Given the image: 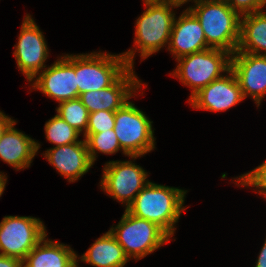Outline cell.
Returning a JSON list of instances; mask_svg holds the SVG:
<instances>
[{
	"mask_svg": "<svg viewBox=\"0 0 266 267\" xmlns=\"http://www.w3.org/2000/svg\"><path fill=\"white\" fill-rule=\"evenodd\" d=\"M187 190L149 181L126 210L135 217L156 223L171 238L184 207Z\"/></svg>",
	"mask_w": 266,
	"mask_h": 267,
	"instance_id": "cell-1",
	"label": "cell"
},
{
	"mask_svg": "<svg viewBox=\"0 0 266 267\" xmlns=\"http://www.w3.org/2000/svg\"><path fill=\"white\" fill-rule=\"evenodd\" d=\"M145 11L135 22L134 47L121 53L130 67H134L136 51L142 60L158 52L169 44L170 35L176 17L174 3H146Z\"/></svg>",
	"mask_w": 266,
	"mask_h": 267,
	"instance_id": "cell-2",
	"label": "cell"
},
{
	"mask_svg": "<svg viewBox=\"0 0 266 267\" xmlns=\"http://www.w3.org/2000/svg\"><path fill=\"white\" fill-rule=\"evenodd\" d=\"M187 7L199 20L209 48L231 55L240 40L241 15L225 0H201Z\"/></svg>",
	"mask_w": 266,
	"mask_h": 267,
	"instance_id": "cell-3",
	"label": "cell"
},
{
	"mask_svg": "<svg viewBox=\"0 0 266 267\" xmlns=\"http://www.w3.org/2000/svg\"><path fill=\"white\" fill-rule=\"evenodd\" d=\"M176 68L170 73L187 87L191 94L189 101L203 87L221 78L222 73L230 70L231 54L220 49L209 48L201 52L188 54L178 59Z\"/></svg>",
	"mask_w": 266,
	"mask_h": 267,
	"instance_id": "cell-4",
	"label": "cell"
},
{
	"mask_svg": "<svg viewBox=\"0 0 266 267\" xmlns=\"http://www.w3.org/2000/svg\"><path fill=\"white\" fill-rule=\"evenodd\" d=\"M109 231L122 246L129 260H140L171 240L156 223L135 217L126 209L117 225L112 226Z\"/></svg>",
	"mask_w": 266,
	"mask_h": 267,
	"instance_id": "cell-5",
	"label": "cell"
},
{
	"mask_svg": "<svg viewBox=\"0 0 266 267\" xmlns=\"http://www.w3.org/2000/svg\"><path fill=\"white\" fill-rule=\"evenodd\" d=\"M152 123L130 100L115 112L114 132L122 150L134 162L155 149Z\"/></svg>",
	"mask_w": 266,
	"mask_h": 267,
	"instance_id": "cell-6",
	"label": "cell"
},
{
	"mask_svg": "<svg viewBox=\"0 0 266 267\" xmlns=\"http://www.w3.org/2000/svg\"><path fill=\"white\" fill-rule=\"evenodd\" d=\"M129 68L122 54L101 51L75 54L78 97L113 85Z\"/></svg>",
	"mask_w": 266,
	"mask_h": 267,
	"instance_id": "cell-7",
	"label": "cell"
},
{
	"mask_svg": "<svg viewBox=\"0 0 266 267\" xmlns=\"http://www.w3.org/2000/svg\"><path fill=\"white\" fill-rule=\"evenodd\" d=\"M47 235L39 218L30 216H4L0 222V255L22 261Z\"/></svg>",
	"mask_w": 266,
	"mask_h": 267,
	"instance_id": "cell-8",
	"label": "cell"
},
{
	"mask_svg": "<svg viewBox=\"0 0 266 267\" xmlns=\"http://www.w3.org/2000/svg\"><path fill=\"white\" fill-rule=\"evenodd\" d=\"M102 172L100 188L125 209L149 182L148 172L131 160L106 162Z\"/></svg>",
	"mask_w": 266,
	"mask_h": 267,
	"instance_id": "cell-9",
	"label": "cell"
},
{
	"mask_svg": "<svg viewBox=\"0 0 266 267\" xmlns=\"http://www.w3.org/2000/svg\"><path fill=\"white\" fill-rule=\"evenodd\" d=\"M43 32L39 29L32 16L28 13L21 24L18 42L14 45L13 55L17 68L26 77L29 83L42 71L49 51Z\"/></svg>",
	"mask_w": 266,
	"mask_h": 267,
	"instance_id": "cell-10",
	"label": "cell"
},
{
	"mask_svg": "<svg viewBox=\"0 0 266 267\" xmlns=\"http://www.w3.org/2000/svg\"><path fill=\"white\" fill-rule=\"evenodd\" d=\"M30 84L48 98L58 103L78 98L77 77L75 74V55L66 54L42 70Z\"/></svg>",
	"mask_w": 266,
	"mask_h": 267,
	"instance_id": "cell-11",
	"label": "cell"
},
{
	"mask_svg": "<svg viewBox=\"0 0 266 267\" xmlns=\"http://www.w3.org/2000/svg\"><path fill=\"white\" fill-rule=\"evenodd\" d=\"M145 83L136 76L134 67H130L113 85L98 91H88L79 95V99L89 113L96 111L116 112L131 97H135Z\"/></svg>",
	"mask_w": 266,
	"mask_h": 267,
	"instance_id": "cell-12",
	"label": "cell"
},
{
	"mask_svg": "<svg viewBox=\"0 0 266 267\" xmlns=\"http://www.w3.org/2000/svg\"><path fill=\"white\" fill-rule=\"evenodd\" d=\"M230 69L238 81L244 99L250 96L259 108L266 95V55L236 50L231 55Z\"/></svg>",
	"mask_w": 266,
	"mask_h": 267,
	"instance_id": "cell-13",
	"label": "cell"
},
{
	"mask_svg": "<svg viewBox=\"0 0 266 267\" xmlns=\"http://www.w3.org/2000/svg\"><path fill=\"white\" fill-rule=\"evenodd\" d=\"M243 100L242 90L230 69L226 75L223 74L221 78L203 87L188 103L197 110L223 112L243 102Z\"/></svg>",
	"mask_w": 266,
	"mask_h": 267,
	"instance_id": "cell-14",
	"label": "cell"
},
{
	"mask_svg": "<svg viewBox=\"0 0 266 267\" xmlns=\"http://www.w3.org/2000/svg\"><path fill=\"white\" fill-rule=\"evenodd\" d=\"M166 49L175 59L209 49L199 20L188 8L175 17Z\"/></svg>",
	"mask_w": 266,
	"mask_h": 267,
	"instance_id": "cell-15",
	"label": "cell"
},
{
	"mask_svg": "<svg viewBox=\"0 0 266 267\" xmlns=\"http://www.w3.org/2000/svg\"><path fill=\"white\" fill-rule=\"evenodd\" d=\"M41 155L69 183L77 181L93 166L85 139L68 145L53 146Z\"/></svg>",
	"mask_w": 266,
	"mask_h": 267,
	"instance_id": "cell-16",
	"label": "cell"
},
{
	"mask_svg": "<svg viewBox=\"0 0 266 267\" xmlns=\"http://www.w3.org/2000/svg\"><path fill=\"white\" fill-rule=\"evenodd\" d=\"M16 123L13 122L0 139V159L19 171L31 166L41 145L17 130L14 127Z\"/></svg>",
	"mask_w": 266,
	"mask_h": 267,
	"instance_id": "cell-17",
	"label": "cell"
},
{
	"mask_svg": "<svg viewBox=\"0 0 266 267\" xmlns=\"http://www.w3.org/2000/svg\"><path fill=\"white\" fill-rule=\"evenodd\" d=\"M46 237L27 254L23 267H69L76 260L77 253L70 245Z\"/></svg>",
	"mask_w": 266,
	"mask_h": 267,
	"instance_id": "cell-18",
	"label": "cell"
},
{
	"mask_svg": "<svg viewBox=\"0 0 266 267\" xmlns=\"http://www.w3.org/2000/svg\"><path fill=\"white\" fill-rule=\"evenodd\" d=\"M76 259L94 267H124L129 258L115 237L108 230L88 248V250Z\"/></svg>",
	"mask_w": 266,
	"mask_h": 267,
	"instance_id": "cell-19",
	"label": "cell"
},
{
	"mask_svg": "<svg viewBox=\"0 0 266 267\" xmlns=\"http://www.w3.org/2000/svg\"><path fill=\"white\" fill-rule=\"evenodd\" d=\"M239 52L266 55V12L241 15Z\"/></svg>",
	"mask_w": 266,
	"mask_h": 267,
	"instance_id": "cell-20",
	"label": "cell"
},
{
	"mask_svg": "<svg viewBox=\"0 0 266 267\" xmlns=\"http://www.w3.org/2000/svg\"><path fill=\"white\" fill-rule=\"evenodd\" d=\"M87 143L88 154L92 164H95L97 154H116L122 151V154L128 156L121 148L114 129H108L100 133H85L83 135Z\"/></svg>",
	"mask_w": 266,
	"mask_h": 267,
	"instance_id": "cell-21",
	"label": "cell"
},
{
	"mask_svg": "<svg viewBox=\"0 0 266 267\" xmlns=\"http://www.w3.org/2000/svg\"><path fill=\"white\" fill-rule=\"evenodd\" d=\"M46 140L55 147L79 142L80 132L70 126L57 114L46 121L44 126Z\"/></svg>",
	"mask_w": 266,
	"mask_h": 267,
	"instance_id": "cell-22",
	"label": "cell"
},
{
	"mask_svg": "<svg viewBox=\"0 0 266 267\" xmlns=\"http://www.w3.org/2000/svg\"><path fill=\"white\" fill-rule=\"evenodd\" d=\"M56 114L83 135L88 126L89 112L79 98L63 101L56 107Z\"/></svg>",
	"mask_w": 266,
	"mask_h": 267,
	"instance_id": "cell-23",
	"label": "cell"
},
{
	"mask_svg": "<svg viewBox=\"0 0 266 267\" xmlns=\"http://www.w3.org/2000/svg\"><path fill=\"white\" fill-rule=\"evenodd\" d=\"M235 184L243 187H254L255 193L266 199V160L256 168L234 178Z\"/></svg>",
	"mask_w": 266,
	"mask_h": 267,
	"instance_id": "cell-24",
	"label": "cell"
},
{
	"mask_svg": "<svg viewBox=\"0 0 266 267\" xmlns=\"http://www.w3.org/2000/svg\"><path fill=\"white\" fill-rule=\"evenodd\" d=\"M115 112L96 111L89 113L86 133H100L108 129H114Z\"/></svg>",
	"mask_w": 266,
	"mask_h": 267,
	"instance_id": "cell-25",
	"label": "cell"
},
{
	"mask_svg": "<svg viewBox=\"0 0 266 267\" xmlns=\"http://www.w3.org/2000/svg\"><path fill=\"white\" fill-rule=\"evenodd\" d=\"M240 15L259 12L266 7V0H225Z\"/></svg>",
	"mask_w": 266,
	"mask_h": 267,
	"instance_id": "cell-26",
	"label": "cell"
},
{
	"mask_svg": "<svg viewBox=\"0 0 266 267\" xmlns=\"http://www.w3.org/2000/svg\"><path fill=\"white\" fill-rule=\"evenodd\" d=\"M0 267H23V261L15 257L0 255Z\"/></svg>",
	"mask_w": 266,
	"mask_h": 267,
	"instance_id": "cell-27",
	"label": "cell"
},
{
	"mask_svg": "<svg viewBox=\"0 0 266 267\" xmlns=\"http://www.w3.org/2000/svg\"><path fill=\"white\" fill-rule=\"evenodd\" d=\"M15 120H13L10 116L4 114L0 110V139L2 138L3 133L5 130L13 123Z\"/></svg>",
	"mask_w": 266,
	"mask_h": 267,
	"instance_id": "cell-28",
	"label": "cell"
},
{
	"mask_svg": "<svg viewBox=\"0 0 266 267\" xmlns=\"http://www.w3.org/2000/svg\"><path fill=\"white\" fill-rule=\"evenodd\" d=\"M256 260L257 261L255 262V267H266V239Z\"/></svg>",
	"mask_w": 266,
	"mask_h": 267,
	"instance_id": "cell-29",
	"label": "cell"
},
{
	"mask_svg": "<svg viewBox=\"0 0 266 267\" xmlns=\"http://www.w3.org/2000/svg\"><path fill=\"white\" fill-rule=\"evenodd\" d=\"M7 182V176L6 174H4V172L0 171V197L2 196L5 187H6V183Z\"/></svg>",
	"mask_w": 266,
	"mask_h": 267,
	"instance_id": "cell-30",
	"label": "cell"
},
{
	"mask_svg": "<svg viewBox=\"0 0 266 267\" xmlns=\"http://www.w3.org/2000/svg\"><path fill=\"white\" fill-rule=\"evenodd\" d=\"M199 2L201 0H171L172 3H174L175 5H178L179 7H181L182 5L189 3V2Z\"/></svg>",
	"mask_w": 266,
	"mask_h": 267,
	"instance_id": "cell-31",
	"label": "cell"
},
{
	"mask_svg": "<svg viewBox=\"0 0 266 267\" xmlns=\"http://www.w3.org/2000/svg\"><path fill=\"white\" fill-rule=\"evenodd\" d=\"M144 1V4L146 3H165L170 2L171 0H142Z\"/></svg>",
	"mask_w": 266,
	"mask_h": 267,
	"instance_id": "cell-32",
	"label": "cell"
},
{
	"mask_svg": "<svg viewBox=\"0 0 266 267\" xmlns=\"http://www.w3.org/2000/svg\"><path fill=\"white\" fill-rule=\"evenodd\" d=\"M80 260L76 259L69 267H79V262Z\"/></svg>",
	"mask_w": 266,
	"mask_h": 267,
	"instance_id": "cell-33",
	"label": "cell"
}]
</instances>
